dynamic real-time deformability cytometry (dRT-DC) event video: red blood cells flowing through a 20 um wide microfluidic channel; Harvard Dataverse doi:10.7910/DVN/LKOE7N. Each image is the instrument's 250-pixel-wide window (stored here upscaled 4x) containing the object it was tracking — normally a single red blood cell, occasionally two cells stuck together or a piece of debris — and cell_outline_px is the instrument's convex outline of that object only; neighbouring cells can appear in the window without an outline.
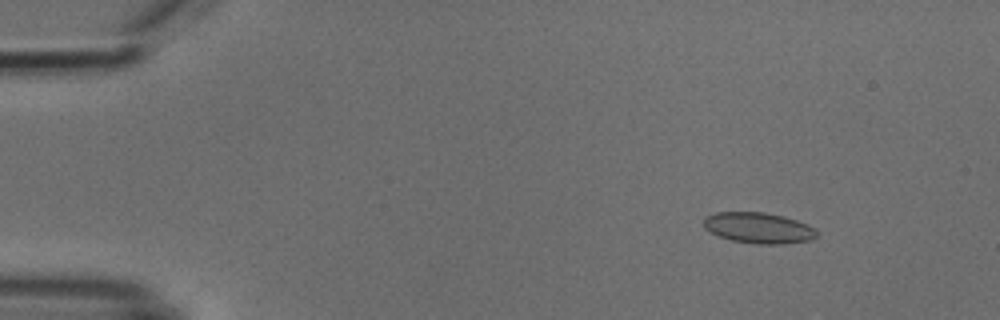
{"species": "common noctule bat (a hibernating species)", "species_latin": "Nyctalus noctula", "temperature_condition": "cold", "stored_images_in_passage": 8, "camera_frame_rate_fps": 3000, "um_per_image_px": 0.085, "animal": {"sex": "male", "body_mass_g": 18.8}, "frame": {"image": 1, "passage_image": 2, "time_ms": 2.0, "image_size_px": [1000, 320], "cell_outline_px": [[816, 236], [812, 240], [784, 244], [756, 244], [732, 240], [720, 236], [704, 228], [704, 216], [716, 212], [764, 212], [784, 216], [808, 224], [816, 228]], "centroid_in_image_um": [64.5, 19.37], "position_along_channel_um": 20.5, "area_um2": 20.4}}
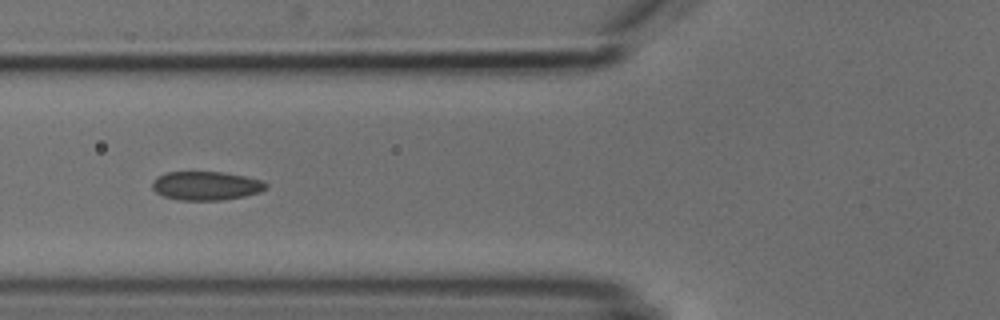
{"frame": {"image": 2, "passage_image": 6, "time_ms": 6.667, "image_size_px": [1000, 320], "cell_outline_px": [[268, 188], [260, 192], [244, 196], [224, 200], [176, 200], [164, 196], [156, 192], [152, 188], [152, 180], [156, 176], [168, 172], [224, 172], [244, 176], [260, 180], [268, 184]], "centroid_in_image_um": [17.5, 15.79], "position_along_channel_um": 108.3, "area_um2": 19.19}}
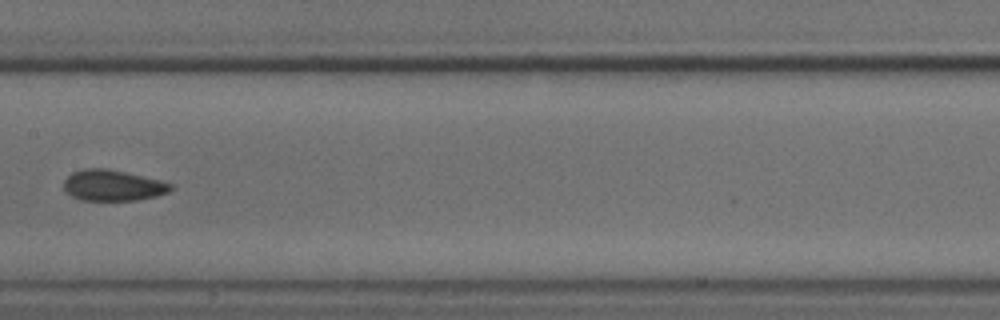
{"frame": {"image": 3, "passage_image": 8, "time_ms": 9.0, "image_size_px": [1000, 320], "cell_outline_px": [[172, 188], [168, 192], [156, 196], [136, 200], [80, 200], [72, 196], [64, 188], [64, 180], [72, 172], [84, 168], [108, 168], [160, 180], [172, 184]], "centroid_in_image_um": [9.58, 15.75], "position_along_channel_um": 197.8, "area_um2": 19.19}}